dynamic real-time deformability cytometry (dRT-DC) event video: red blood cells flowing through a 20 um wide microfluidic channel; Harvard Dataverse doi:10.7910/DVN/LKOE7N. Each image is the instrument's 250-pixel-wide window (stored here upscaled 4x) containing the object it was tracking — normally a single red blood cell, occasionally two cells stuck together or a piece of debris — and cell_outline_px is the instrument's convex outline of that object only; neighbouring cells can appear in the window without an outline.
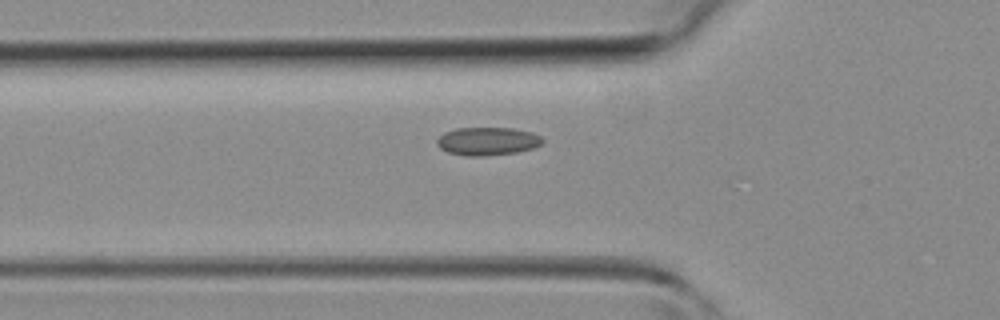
{"species": "common noctule bat (a hibernating species)", "species_latin": "Nyctalus noctula", "temperature_condition": "room temperature", "stored_images_in_passage": 12, "camera_frame_rate_fps": 3000, "um_per_image_px": 0.085, "animal": {"sex": "female", "body_mass_g": 19.3, "forearm_length_mm": 54.1}, "frame": {"image": 1, "passage_image": 5, "time_ms": 1.333, "image_size_px": [1000, 320], "cell_outline_px": [[544, 140], [540, 144], [532, 148], [516, 152], [484, 156], [464, 156], [448, 152], [440, 148], [436, 144], [436, 140], [444, 132], [456, 128], [512, 128], [532, 132], [540, 136]], "centroid_in_image_um": [41.4, 12.0], "position_along_channel_um": 84.4, "area_um2": 17.28}}